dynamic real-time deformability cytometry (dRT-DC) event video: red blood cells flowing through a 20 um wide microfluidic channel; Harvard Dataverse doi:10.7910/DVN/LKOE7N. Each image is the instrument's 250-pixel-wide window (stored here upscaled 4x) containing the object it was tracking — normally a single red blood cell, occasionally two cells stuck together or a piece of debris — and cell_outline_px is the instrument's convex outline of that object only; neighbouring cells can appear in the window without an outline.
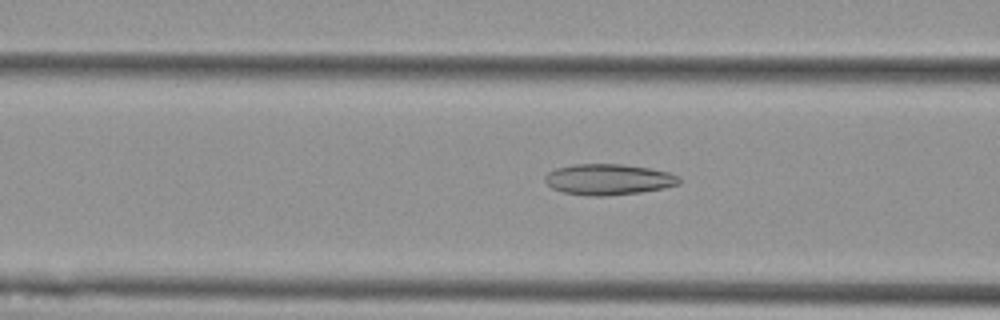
{"species": "Egyptian fruit bat (a non-hibernating species)", "species_latin": "Rousettus aegyptiacus", "temperature_condition": "cold", "stored_images_in_passage": 56, "camera_frame_rate_fps": 3000, "um_per_image_px": 0.085, "animal": {"sex": "female"}, "frame": {"image": 1, "passage_image": 22, "time_ms": 7.0, "image_size_px": [1000, 320], "cell_outline_px": [[680, 184], [664, 188], [640, 192], [604, 196], [588, 196], [564, 192], [552, 188], [544, 180], [544, 176], [548, 172], [556, 168], [572, 164], [620, 164], [652, 168], [668, 172], [680, 176]], "centroid_in_image_um": [51.73, 15.24], "position_along_channel_um": 114.9, "area_um2": 24.28}}
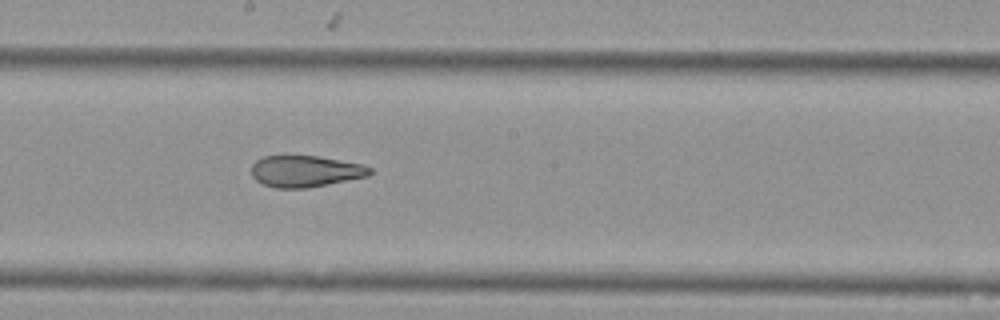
{"frame": {"image": 2, "passage_image": 31, "time_ms": 10.0, "image_size_px": [1000, 320], "cell_outline_px": [[372, 172], [368, 176], [308, 188], [276, 188], [264, 184], [256, 180], [252, 176], [252, 164], [256, 160], [264, 156], [320, 156], [364, 164], [372, 168]], "centroid_in_image_um": [25.98, 14.55], "position_along_channel_um": 222.2, "area_um2": 21.79}}
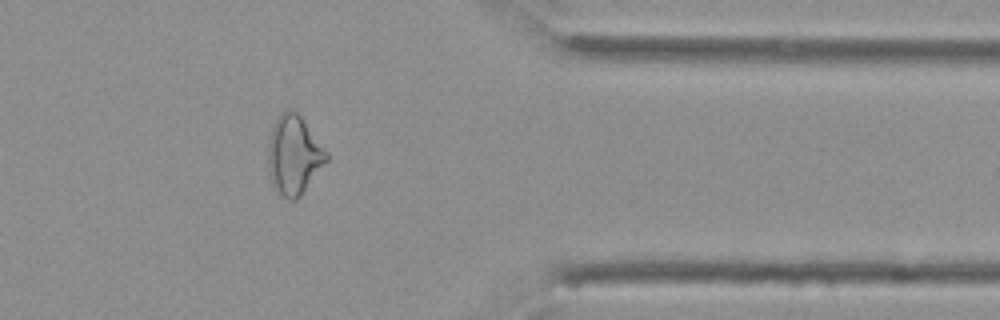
{"frame": {"image": 3, "passage_image": 46, "time_ms": 15.0, "image_size_px": [1000, 320], "cell_outline_px": [[328, 160], [300, 196], [296, 200], [288, 200], [280, 196], [272, 184], [268, 172], [268, 144], [272, 128], [276, 120], [288, 108], [292, 108], [300, 116], [328, 152]], "centroid_in_image_um": [24.97, 13.22], "position_along_channel_um": 386.4, "area_um2": 26.76}, "authors_computed_cell_mechanics": {"area_um2": 26.5591, "velocity_mm_per_s": 3.5859, "shape_relaxation_time_tau1_ms": 11.1506, "shape_relaxation_time_tau2_ms": 2.9109, "deformation_change_tau1": 0.2342, "deformation_change_tau2": 0.1107}}